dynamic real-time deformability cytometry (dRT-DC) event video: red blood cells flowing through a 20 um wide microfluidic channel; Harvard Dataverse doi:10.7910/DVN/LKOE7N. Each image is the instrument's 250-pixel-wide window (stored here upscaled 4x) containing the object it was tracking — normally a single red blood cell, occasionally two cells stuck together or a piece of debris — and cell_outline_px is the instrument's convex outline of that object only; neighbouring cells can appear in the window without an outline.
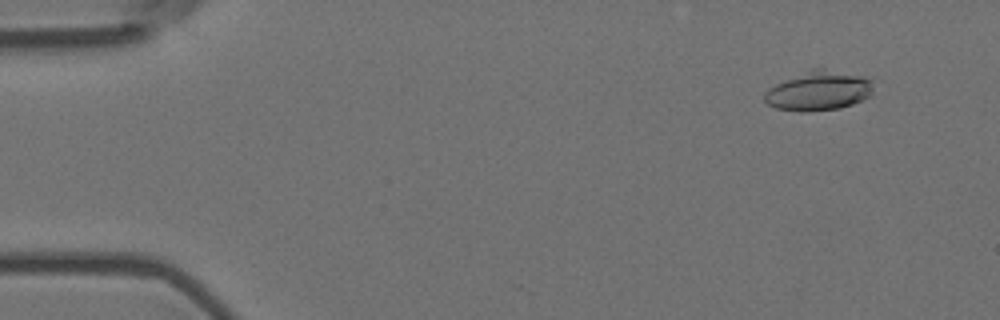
{"species": "Egyptian fruit bat (a non-hibernating species)", "species_latin": "Rousettus aegyptiacus", "temperature_condition": "room temperature", "stored_images_in_passage": 4, "camera_frame_rate_fps": 3000, "um_per_image_px": 0.085, "animal": {"sex": "female"}, "frame": {"image": 1, "passage_image": 2, "time_ms": 0.333, "image_size_px": [1000, 320], "cell_outline_px": [[872, 96], [852, 104], [840, 108], [804, 112], [800, 112], [776, 108], [768, 104], [764, 100], [764, 92], [768, 88], [776, 84], [812, 68], [824, 68], [860, 76], [868, 80], [872, 84]], "centroid_in_image_um": [69.56, 7.73], "position_along_channel_um": 15.4, "area_um2": 24.8}}